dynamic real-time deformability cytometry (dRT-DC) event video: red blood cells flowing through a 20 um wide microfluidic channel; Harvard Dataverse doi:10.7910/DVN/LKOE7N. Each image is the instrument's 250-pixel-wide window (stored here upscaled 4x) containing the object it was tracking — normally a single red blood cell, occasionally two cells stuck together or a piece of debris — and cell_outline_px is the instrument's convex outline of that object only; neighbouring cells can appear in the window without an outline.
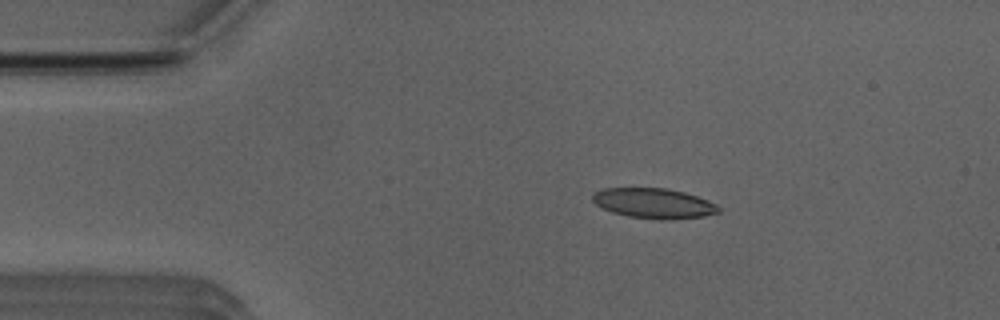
{"species": "Egyptian fruit bat (a non-hibernating species)", "species_latin": "Rousettus aegyptiacus", "temperature_condition": "room temperature", "stored_images_in_passage": 43, "camera_frame_rate_fps": 3000, "um_per_image_px": 0.085, "animal": {"sex": "male"}, "frame": {"image": 1, "passage_image": 1, "time_ms": 0.0, "image_size_px": [1000, 320], "cell_outline_px": [[720, 212], [704, 216], [664, 220], [628, 216], [612, 212], [596, 204], [592, 200], [592, 192], [604, 188], [668, 188], [684, 192], [708, 200], [716, 204], [720, 208]], "centroid_in_image_um": [55.56, 17.27], "position_along_channel_um": 29.4, "area_um2": 22.08}}
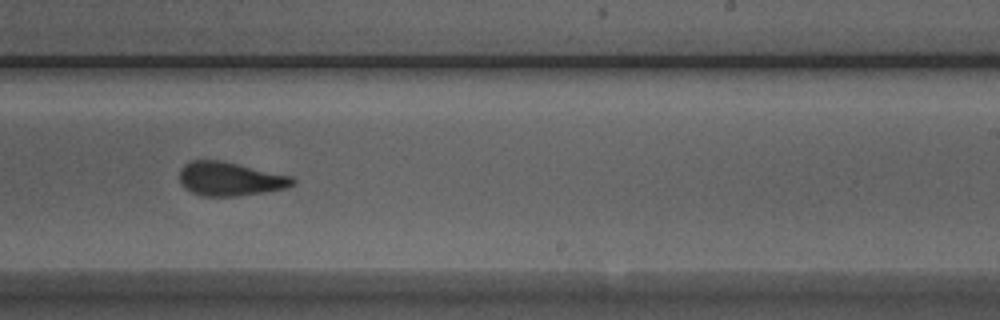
{"frame": {"image": 2, "passage_image": 23, "time_ms": 7.333, "image_size_px": [1000, 320], "cell_outline_px": [[296, 184], [284, 188], [264, 192], [236, 196], [200, 196], [184, 188], [180, 184], [180, 168], [188, 160], [220, 160], [292, 176], [296, 180]], "centroid_in_image_um": [19.52, 15.2], "position_along_channel_um": 269.5, "area_um2": 22.37}}
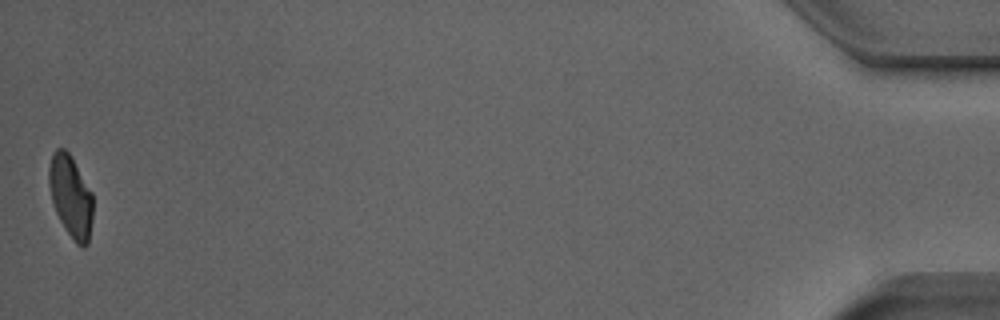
{"frame": {"image": 3, "passage_image": 43, "time_ms": 14.0, "image_size_px": [1000, 320], "cell_outline_px": [[92, 220], [88, 244], [84, 248], [80, 248], [76, 244], [64, 228], [56, 212], [52, 200], [48, 184], [48, 168], [52, 152], [56, 148], [64, 148], [72, 156], [92, 192]], "centroid_in_image_um": [6.01, 16.68], "position_along_channel_um": 429.2, "area_um2": 21.33}, "authors_computed_cell_mechanics": {"area_um2": 22.5998, "velocity_mm_per_s": 3.9367, "shape_relaxation_time_tau1_ms": 5.3312, "shape_relaxation_time_tau2_ms": 1.9088, "deformation_change_tau1": 0.1652, "deformation_change_tau2": 0.0938}}